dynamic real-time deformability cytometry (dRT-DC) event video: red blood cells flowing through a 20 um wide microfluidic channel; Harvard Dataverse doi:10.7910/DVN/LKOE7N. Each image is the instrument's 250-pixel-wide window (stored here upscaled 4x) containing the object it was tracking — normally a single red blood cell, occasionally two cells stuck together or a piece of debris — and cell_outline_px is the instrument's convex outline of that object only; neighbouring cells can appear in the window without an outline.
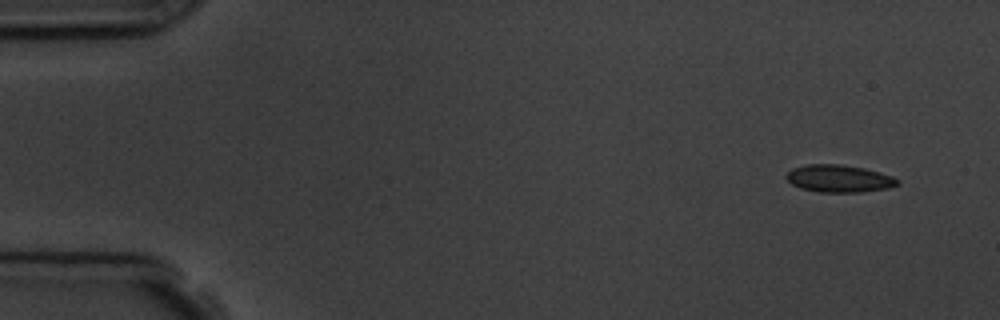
{"species": "common noctule bat (a hibernating species)", "species_latin": "Nyctalus noctula", "temperature_condition": "room temperature", "stored_images_in_passage": 4, "camera_frame_rate_fps": 3000, "um_per_image_px": 0.085, "animal": {"sex": "male", "body_mass_g": 19.5, "forearm_length_mm": 54.6}, "frame": {"image": 1, "passage_image": 1, "time_ms": 0.0, "image_size_px": [1000, 320], "cell_outline_px": [[900, 184], [888, 188], [864, 192], [820, 192], [800, 188], [792, 184], [784, 176], [792, 168], [804, 164], [840, 164], [864, 168], [892, 176], [900, 180]], "centroid_in_image_um": [71.31, 15.17], "position_along_channel_um": 13.7, "area_um2": 17.86}}
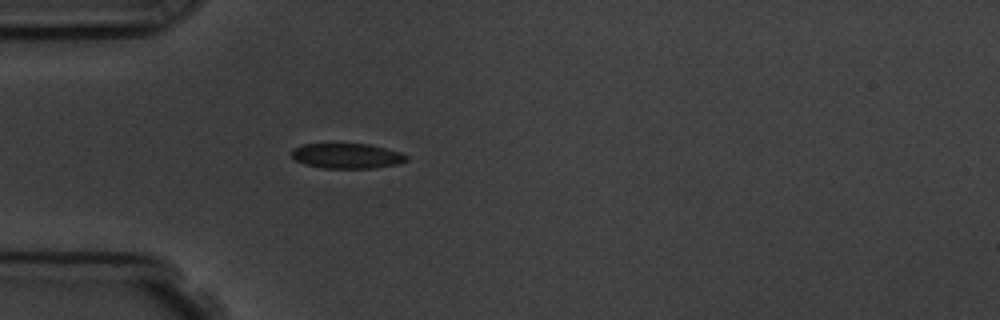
{"frame": {"image": 2, "passage_image": 4, "time_ms": 4.0, "image_size_px": [1000, 320], "cell_outline_px": [[408, 160], [396, 164], [372, 168], [320, 168], [304, 164], [296, 160], [292, 156], [292, 148], [304, 144], [368, 144], [400, 152], [408, 156]], "centroid_in_image_um": [29.47, 13.25], "position_along_channel_um": 55.5, "area_um2": 16.7}}